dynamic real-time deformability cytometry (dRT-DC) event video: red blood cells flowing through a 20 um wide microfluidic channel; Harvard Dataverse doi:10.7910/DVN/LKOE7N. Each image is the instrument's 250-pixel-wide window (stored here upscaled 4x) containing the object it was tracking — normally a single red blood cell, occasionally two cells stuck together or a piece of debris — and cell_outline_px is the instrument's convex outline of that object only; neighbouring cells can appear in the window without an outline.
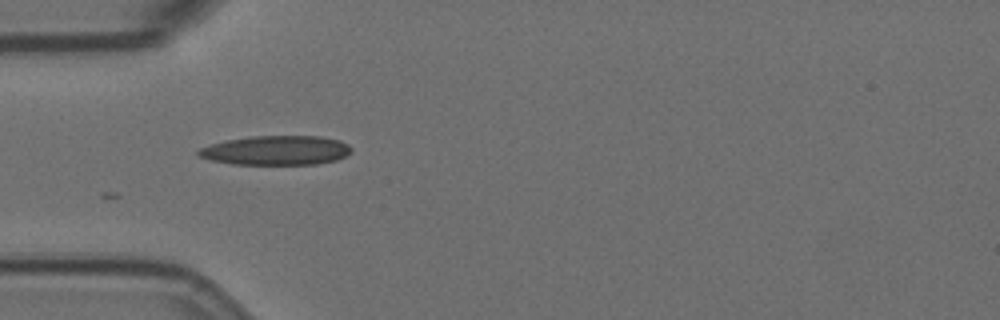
{"species": "Egyptian fruit bat (a non-hibernating species)", "species_latin": "Rousettus aegyptiacus", "temperature_condition": "room temperature", "stored_images_in_passage": 41, "camera_frame_rate_fps": 3000, "um_per_image_px": 0.085, "animal": {"sex": "female"}, "frame": {"image": 1, "passage_image": 1, "time_ms": 0.0, "image_size_px": [1000, 320], "cell_outline_px": [[352, 152], [336, 160], [316, 164], [232, 164], [212, 160], [196, 156], [196, 152], [200, 148], [224, 140], [252, 136], [320, 136], [340, 140], [348, 144], [352, 148]], "centroid_in_image_um": [23.47, 12.77], "position_along_channel_um": 61.5, "area_um2": 26.24}}
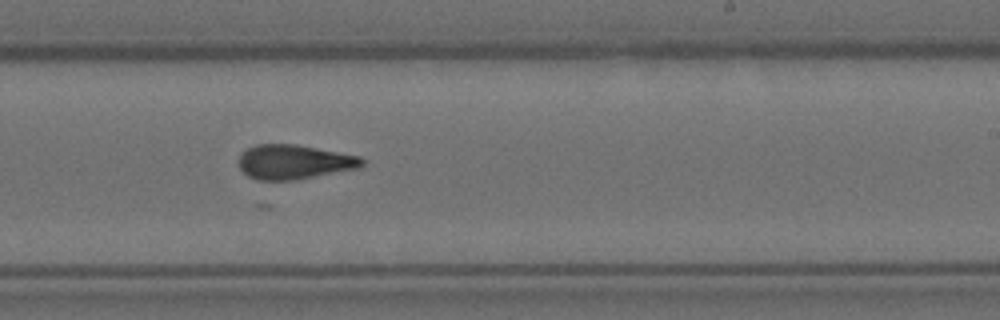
{"frame": {"image": 2, "passage_image": 18, "time_ms": 5.667, "image_size_px": [1000, 320], "cell_outline_px": [[364, 164], [360, 168], [296, 180], [256, 180], [248, 176], [240, 168], [240, 152], [256, 144], [296, 144], [360, 156], [364, 160]], "centroid_in_image_um": [25.01, 13.77], "position_along_channel_um": 264.0, "area_um2": 24.85}}
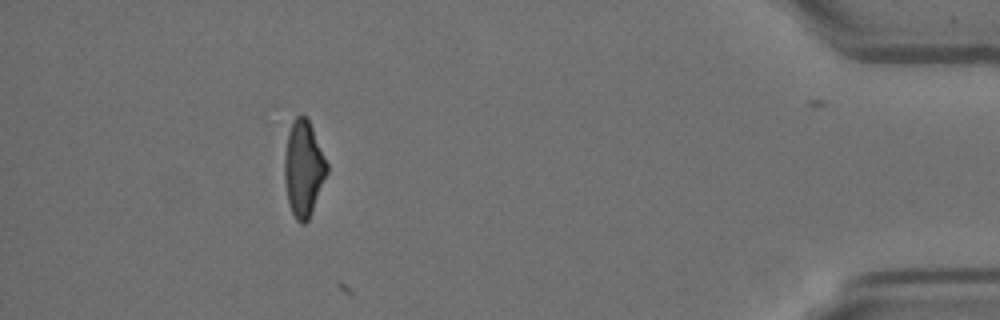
{"frame": {"image": 3, "passage_image": 35, "time_ms": 11.333, "image_size_px": [1000, 320], "cell_outline_px": [[328, 172], [312, 212], [308, 220], [304, 224], [300, 224], [296, 220], [288, 204], [284, 180], [284, 160], [288, 132], [292, 120], [300, 112], [308, 116], [328, 164]], "centroid_in_image_um": [25.8, 14.29], "position_along_channel_um": 409.4, "area_um2": 24.16}}